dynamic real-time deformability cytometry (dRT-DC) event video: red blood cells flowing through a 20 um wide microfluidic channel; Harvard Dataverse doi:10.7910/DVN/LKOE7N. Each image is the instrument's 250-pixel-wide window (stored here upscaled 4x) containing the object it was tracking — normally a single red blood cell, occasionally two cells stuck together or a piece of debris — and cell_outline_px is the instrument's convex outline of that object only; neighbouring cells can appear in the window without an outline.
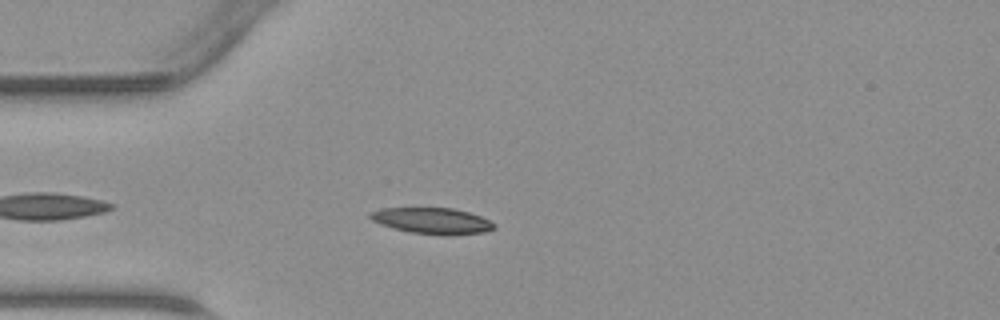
{"species": "common noctule bat (a hibernating species)", "species_latin": "Nyctalus noctula", "temperature_condition": "warm", "stored_images_in_passage": 32, "camera_frame_rate_fps": 3000, "um_per_image_px": 0.085, "animal": {"sex": "male", "body_mass_g": 23.1, "forearm_length_mm": 52.7}, "frame": {"image": 1, "passage_image": 4, "time_ms": 1.0, "image_size_px": [1000, 320], "cell_outline_px": [[496, 228], [484, 232], [444, 236], [408, 232], [380, 224], [372, 220], [368, 216], [368, 212], [380, 208], [452, 208], [468, 212], [480, 216], [496, 224]], "centroid_in_image_um": [36.71, 18.77], "position_along_channel_um": 48.3, "area_um2": 19.02}}
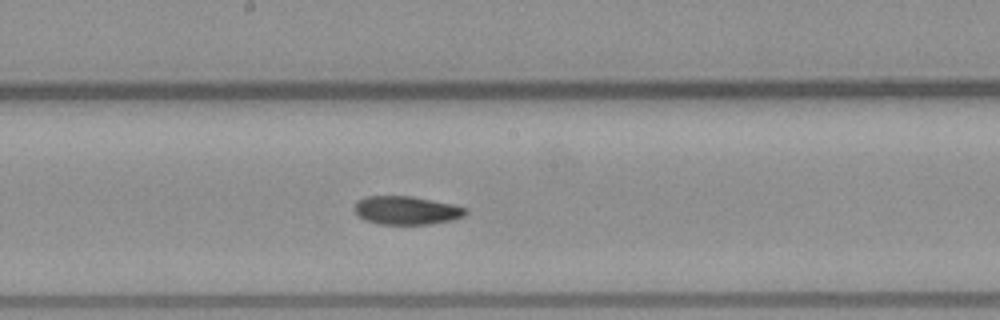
{"frame": {"image": 2, "passage_image": 16, "time_ms": 5.0, "image_size_px": [1000, 320], "cell_outline_px": [[468, 212], [464, 216], [452, 220], [432, 224], [380, 224], [364, 220], [352, 208], [356, 200], [364, 196], [412, 196], [452, 204], [468, 208]], "centroid_in_image_um": [34.54, 17.87], "position_along_channel_um": 213.7, "area_um2": 18.61}}
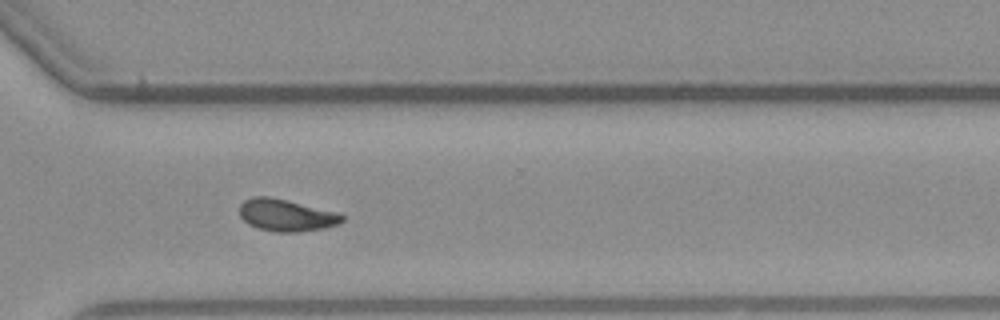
{"frame": {"image": 3, "passage_image": 25, "time_ms": 8.0, "image_size_px": [1000, 320], "cell_outline_px": [[344, 220], [340, 224], [324, 228], [296, 232], [276, 232], [260, 228], [248, 224], [240, 216], [240, 204], [244, 200], [252, 196], [268, 196], [340, 212], [344, 216]], "centroid_in_image_um": [24.36, 18.28], "position_along_channel_um": 346.2, "area_um2": 19.25}}